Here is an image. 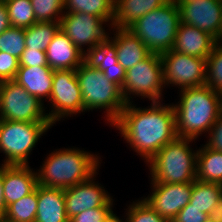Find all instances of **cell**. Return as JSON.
<instances>
[{"label":"cell","instance_id":"cell-1","mask_svg":"<svg viewBox=\"0 0 222 222\" xmlns=\"http://www.w3.org/2000/svg\"><path fill=\"white\" fill-rule=\"evenodd\" d=\"M148 107L138 108L132 102L126 103L118 119L111 125L120 131L125 142L147 163L177 137L172 104L151 102Z\"/></svg>","mask_w":222,"mask_h":222},{"label":"cell","instance_id":"cell-35","mask_svg":"<svg viewBox=\"0 0 222 222\" xmlns=\"http://www.w3.org/2000/svg\"><path fill=\"white\" fill-rule=\"evenodd\" d=\"M19 69V59L0 52V82L14 80Z\"/></svg>","mask_w":222,"mask_h":222},{"label":"cell","instance_id":"cell-8","mask_svg":"<svg viewBox=\"0 0 222 222\" xmlns=\"http://www.w3.org/2000/svg\"><path fill=\"white\" fill-rule=\"evenodd\" d=\"M166 87L163 80V67L160 54L151 53L147 58L126 70L121 93L126 103H133L131 95L148 98L151 102L163 100ZM131 98V99H130Z\"/></svg>","mask_w":222,"mask_h":222},{"label":"cell","instance_id":"cell-4","mask_svg":"<svg viewBox=\"0 0 222 222\" xmlns=\"http://www.w3.org/2000/svg\"><path fill=\"white\" fill-rule=\"evenodd\" d=\"M195 139L176 137L160 149L147 166L151 182L192 183L196 180L197 152L190 146Z\"/></svg>","mask_w":222,"mask_h":222},{"label":"cell","instance_id":"cell-34","mask_svg":"<svg viewBox=\"0 0 222 222\" xmlns=\"http://www.w3.org/2000/svg\"><path fill=\"white\" fill-rule=\"evenodd\" d=\"M113 214V207H98L77 214L69 222H107Z\"/></svg>","mask_w":222,"mask_h":222},{"label":"cell","instance_id":"cell-6","mask_svg":"<svg viewBox=\"0 0 222 222\" xmlns=\"http://www.w3.org/2000/svg\"><path fill=\"white\" fill-rule=\"evenodd\" d=\"M181 23L176 0H169L162 7L137 19L127 29L137 36L152 53L161 54L173 48Z\"/></svg>","mask_w":222,"mask_h":222},{"label":"cell","instance_id":"cell-45","mask_svg":"<svg viewBox=\"0 0 222 222\" xmlns=\"http://www.w3.org/2000/svg\"><path fill=\"white\" fill-rule=\"evenodd\" d=\"M220 106H221V114H222V92L220 93Z\"/></svg>","mask_w":222,"mask_h":222},{"label":"cell","instance_id":"cell-20","mask_svg":"<svg viewBox=\"0 0 222 222\" xmlns=\"http://www.w3.org/2000/svg\"><path fill=\"white\" fill-rule=\"evenodd\" d=\"M53 72L49 66L19 67L13 81L43 102L50 98Z\"/></svg>","mask_w":222,"mask_h":222},{"label":"cell","instance_id":"cell-10","mask_svg":"<svg viewBox=\"0 0 222 222\" xmlns=\"http://www.w3.org/2000/svg\"><path fill=\"white\" fill-rule=\"evenodd\" d=\"M52 105L47 116L54 126L61 118L84 112L83 98L75 70H54L49 101Z\"/></svg>","mask_w":222,"mask_h":222},{"label":"cell","instance_id":"cell-23","mask_svg":"<svg viewBox=\"0 0 222 222\" xmlns=\"http://www.w3.org/2000/svg\"><path fill=\"white\" fill-rule=\"evenodd\" d=\"M196 179L201 182L222 185V152L205 145L197 152Z\"/></svg>","mask_w":222,"mask_h":222},{"label":"cell","instance_id":"cell-30","mask_svg":"<svg viewBox=\"0 0 222 222\" xmlns=\"http://www.w3.org/2000/svg\"><path fill=\"white\" fill-rule=\"evenodd\" d=\"M205 86L213 91L222 92V42H218L206 59Z\"/></svg>","mask_w":222,"mask_h":222},{"label":"cell","instance_id":"cell-14","mask_svg":"<svg viewBox=\"0 0 222 222\" xmlns=\"http://www.w3.org/2000/svg\"><path fill=\"white\" fill-rule=\"evenodd\" d=\"M151 186L152 194L143 200L158 215L170 222L190 201L192 183L151 182Z\"/></svg>","mask_w":222,"mask_h":222},{"label":"cell","instance_id":"cell-42","mask_svg":"<svg viewBox=\"0 0 222 222\" xmlns=\"http://www.w3.org/2000/svg\"><path fill=\"white\" fill-rule=\"evenodd\" d=\"M209 219L214 222H222V198L217 202L209 214Z\"/></svg>","mask_w":222,"mask_h":222},{"label":"cell","instance_id":"cell-39","mask_svg":"<svg viewBox=\"0 0 222 222\" xmlns=\"http://www.w3.org/2000/svg\"><path fill=\"white\" fill-rule=\"evenodd\" d=\"M103 74L107 80L114 82L121 88L125 79L126 70L117 63L116 65L105 66Z\"/></svg>","mask_w":222,"mask_h":222},{"label":"cell","instance_id":"cell-12","mask_svg":"<svg viewBox=\"0 0 222 222\" xmlns=\"http://www.w3.org/2000/svg\"><path fill=\"white\" fill-rule=\"evenodd\" d=\"M107 22L101 18L81 12H64L60 20V30H62L74 45L84 52L95 45L103 43L109 36L103 24ZM83 47V48H82Z\"/></svg>","mask_w":222,"mask_h":222},{"label":"cell","instance_id":"cell-31","mask_svg":"<svg viewBox=\"0 0 222 222\" xmlns=\"http://www.w3.org/2000/svg\"><path fill=\"white\" fill-rule=\"evenodd\" d=\"M36 22H60L64 0H31Z\"/></svg>","mask_w":222,"mask_h":222},{"label":"cell","instance_id":"cell-5","mask_svg":"<svg viewBox=\"0 0 222 222\" xmlns=\"http://www.w3.org/2000/svg\"><path fill=\"white\" fill-rule=\"evenodd\" d=\"M85 111L105 110V121L112 125L126 106L121 88L106 79L98 68H91L84 62L75 70Z\"/></svg>","mask_w":222,"mask_h":222},{"label":"cell","instance_id":"cell-36","mask_svg":"<svg viewBox=\"0 0 222 222\" xmlns=\"http://www.w3.org/2000/svg\"><path fill=\"white\" fill-rule=\"evenodd\" d=\"M48 66L46 52L36 49H25L19 59V67Z\"/></svg>","mask_w":222,"mask_h":222},{"label":"cell","instance_id":"cell-18","mask_svg":"<svg viewBox=\"0 0 222 222\" xmlns=\"http://www.w3.org/2000/svg\"><path fill=\"white\" fill-rule=\"evenodd\" d=\"M45 52L52 70H76L83 63V52L60 29Z\"/></svg>","mask_w":222,"mask_h":222},{"label":"cell","instance_id":"cell-25","mask_svg":"<svg viewBox=\"0 0 222 222\" xmlns=\"http://www.w3.org/2000/svg\"><path fill=\"white\" fill-rule=\"evenodd\" d=\"M93 14L112 27L114 18V0H64V12Z\"/></svg>","mask_w":222,"mask_h":222},{"label":"cell","instance_id":"cell-15","mask_svg":"<svg viewBox=\"0 0 222 222\" xmlns=\"http://www.w3.org/2000/svg\"><path fill=\"white\" fill-rule=\"evenodd\" d=\"M98 172L88 180L64 189L66 214L70 220L77 214L98 207H113V198L106 192L103 185L94 180Z\"/></svg>","mask_w":222,"mask_h":222},{"label":"cell","instance_id":"cell-11","mask_svg":"<svg viewBox=\"0 0 222 222\" xmlns=\"http://www.w3.org/2000/svg\"><path fill=\"white\" fill-rule=\"evenodd\" d=\"M164 85L183 88L200 87L206 81V59L173 51L160 54ZM176 85V86H175Z\"/></svg>","mask_w":222,"mask_h":222},{"label":"cell","instance_id":"cell-41","mask_svg":"<svg viewBox=\"0 0 222 222\" xmlns=\"http://www.w3.org/2000/svg\"><path fill=\"white\" fill-rule=\"evenodd\" d=\"M7 211L6 202L4 199V188H3V165H0V218L4 217Z\"/></svg>","mask_w":222,"mask_h":222},{"label":"cell","instance_id":"cell-37","mask_svg":"<svg viewBox=\"0 0 222 222\" xmlns=\"http://www.w3.org/2000/svg\"><path fill=\"white\" fill-rule=\"evenodd\" d=\"M207 219H209L207 214L200 212L195 207H191L188 203L171 222H205Z\"/></svg>","mask_w":222,"mask_h":222},{"label":"cell","instance_id":"cell-13","mask_svg":"<svg viewBox=\"0 0 222 222\" xmlns=\"http://www.w3.org/2000/svg\"><path fill=\"white\" fill-rule=\"evenodd\" d=\"M181 22L207 32L221 42L222 1L176 0Z\"/></svg>","mask_w":222,"mask_h":222},{"label":"cell","instance_id":"cell-2","mask_svg":"<svg viewBox=\"0 0 222 222\" xmlns=\"http://www.w3.org/2000/svg\"><path fill=\"white\" fill-rule=\"evenodd\" d=\"M175 112L178 137L197 139L209 129L221 114L220 93L208 86L183 88Z\"/></svg>","mask_w":222,"mask_h":222},{"label":"cell","instance_id":"cell-43","mask_svg":"<svg viewBox=\"0 0 222 222\" xmlns=\"http://www.w3.org/2000/svg\"><path fill=\"white\" fill-rule=\"evenodd\" d=\"M107 222H126V220L123 221L122 219H120V217L116 216V214L114 213L113 216Z\"/></svg>","mask_w":222,"mask_h":222},{"label":"cell","instance_id":"cell-38","mask_svg":"<svg viewBox=\"0 0 222 222\" xmlns=\"http://www.w3.org/2000/svg\"><path fill=\"white\" fill-rule=\"evenodd\" d=\"M208 137L205 146L211 150L222 152V114L209 129Z\"/></svg>","mask_w":222,"mask_h":222},{"label":"cell","instance_id":"cell-24","mask_svg":"<svg viewBox=\"0 0 222 222\" xmlns=\"http://www.w3.org/2000/svg\"><path fill=\"white\" fill-rule=\"evenodd\" d=\"M222 198V185L201 182L197 179L192 182V194L189 201L191 207L199 209L209 216L211 210Z\"/></svg>","mask_w":222,"mask_h":222},{"label":"cell","instance_id":"cell-9","mask_svg":"<svg viewBox=\"0 0 222 222\" xmlns=\"http://www.w3.org/2000/svg\"><path fill=\"white\" fill-rule=\"evenodd\" d=\"M44 102L15 81L0 82V119L24 122H50Z\"/></svg>","mask_w":222,"mask_h":222},{"label":"cell","instance_id":"cell-7","mask_svg":"<svg viewBox=\"0 0 222 222\" xmlns=\"http://www.w3.org/2000/svg\"><path fill=\"white\" fill-rule=\"evenodd\" d=\"M52 126L51 122L0 119V152L5 155L2 165H29L33 147Z\"/></svg>","mask_w":222,"mask_h":222},{"label":"cell","instance_id":"cell-3","mask_svg":"<svg viewBox=\"0 0 222 222\" xmlns=\"http://www.w3.org/2000/svg\"><path fill=\"white\" fill-rule=\"evenodd\" d=\"M97 155L75 147L56 149L36 171L38 185L66 189L88 180L100 167Z\"/></svg>","mask_w":222,"mask_h":222},{"label":"cell","instance_id":"cell-27","mask_svg":"<svg viewBox=\"0 0 222 222\" xmlns=\"http://www.w3.org/2000/svg\"><path fill=\"white\" fill-rule=\"evenodd\" d=\"M83 62L91 68L105 70V66L116 65L118 63L116 47L107 38L103 43L95 45L84 52Z\"/></svg>","mask_w":222,"mask_h":222},{"label":"cell","instance_id":"cell-26","mask_svg":"<svg viewBox=\"0 0 222 222\" xmlns=\"http://www.w3.org/2000/svg\"><path fill=\"white\" fill-rule=\"evenodd\" d=\"M60 29V22H36L25 29V49L46 51Z\"/></svg>","mask_w":222,"mask_h":222},{"label":"cell","instance_id":"cell-33","mask_svg":"<svg viewBox=\"0 0 222 222\" xmlns=\"http://www.w3.org/2000/svg\"><path fill=\"white\" fill-rule=\"evenodd\" d=\"M126 211V222H170L158 215L143 199L133 201Z\"/></svg>","mask_w":222,"mask_h":222},{"label":"cell","instance_id":"cell-46","mask_svg":"<svg viewBox=\"0 0 222 222\" xmlns=\"http://www.w3.org/2000/svg\"><path fill=\"white\" fill-rule=\"evenodd\" d=\"M221 21H222V16H221ZM221 42H222V22H221Z\"/></svg>","mask_w":222,"mask_h":222},{"label":"cell","instance_id":"cell-32","mask_svg":"<svg viewBox=\"0 0 222 222\" xmlns=\"http://www.w3.org/2000/svg\"><path fill=\"white\" fill-rule=\"evenodd\" d=\"M25 48V29L11 26L0 34V52L20 59Z\"/></svg>","mask_w":222,"mask_h":222},{"label":"cell","instance_id":"cell-44","mask_svg":"<svg viewBox=\"0 0 222 222\" xmlns=\"http://www.w3.org/2000/svg\"><path fill=\"white\" fill-rule=\"evenodd\" d=\"M0 222H11V221L7 220V219L4 218V217H1V218H0Z\"/></svg>","mask_w":222,"mask_h":222},{"label":"cell","instance_id":"cell-16","mask_svg":"<svg viewBox=\"0 0 222 222\" xmlns=\"http://www.w3.org/2000/svg\"><path fill=\"white\" fill-rule=\"evenodd\" d=\"M37 185V172L29 165H3L4 199L7 207L32 193Z\"/></svg>","mask_w":222,"mask_h":222},{"label":"cell","instance_id":"cell-21","mask_svg":"<svg viewBox=\"0 0 222 222\" xmlns=\"http://www.w3.org/2000/svg\"><path fill=\"white\" fill-rule=\"evenodd\" d=\"M37 200L35 222H69L64 189L37 185Z\"/></svg>","mask_w":222,"mask_h":222},{"label":"cell","instance_id":"cell-22","mask_svg":"<svg viewBox=\"0 0 222 222\" xmlns=\"http://www.w3.org/2000/svg\"><path fill=\"white\" fill-rule=\"evenodd\" d=\"M169 0H114L112 27L128 28L143 15L162 7Z\"/></svg>","mask_w":222,"mask_h":222},{"label":"cell","instance_id":"cell-29","mask_svg":"<svg viewBox=\"0 0 222 222\" xmlns=\"http://www.w3.org/2000/svg\"><path fill=\"white\" fill-rule=\"evenodd\" d=\"M12 27L26 29L36 23L31 0L4 1Z\"/></svg>","mask_w":222,"mask_h":222},{"label":"cell","instance_id":"cell-19","mask_svg":"<svg viewBox=\"0 0 222 222\" xmlns=\"http://www.w3.org/2000/svg\"><path fill=\"white\" fill-rule=\"evenodd\" d=\"M111 29L113 32L115 29L114 36H108V39L115 45L118 63L125 70L132 68L152 53L129 29L116 27Z\"/></svg>","mask_w":222,"mask_h":222},{"label":"cell","instance_id":"cell-28","mask_svg":"<svg viewBox=\"0 0 222 222\" xmlns=\"http://www.w3.org/2000/svg\"><path fill=\"white\" fill-rule=\"evenodd\" d=\"M37 186L27 196L13 202L7 207L4 218L11 222H35L37 214Z\"/></svg>","mask_w":222,"mask_h":222},{"label":"cell","instance_id":"cell-47","mask_svg":"<svg viewBox=\"0 0 222 222\" xmlns=\"http://www.w3.org/2000/svg\"><path fill=\"white\" fill-rule=\"evenodd\" d=\"M205 222H214V221H211L210 219H207Z\"/></svg>","mask_w":222,"mask_h":222},{"label":"cell","instance_id":"cell-17","mask_svg":"<svg viewBox=\"0 0 222 222\" xmlns=\"http://www.w3.org/2000/svg\"><path fill=\"white\" fill-rule=\"evenodd\" d=\"M218 41L197 27L180 23L172 50L198 58L207 59Z\"/></svg>","mask_w":222,"mask_h":222},{"label":"cell","instance_id":"cell-40","mask_svg":"<svg viewBox=\"0 0 222 222\" xmlns=\"http://www.w3.org/2000/svg\"><path fill=\"white\" fill-rule=\"evenodd\" d=\"M11 27L8 11L4 1H0V34Z\"/></svg>","mask_w":222,"mask_h":222}]
</instances>
